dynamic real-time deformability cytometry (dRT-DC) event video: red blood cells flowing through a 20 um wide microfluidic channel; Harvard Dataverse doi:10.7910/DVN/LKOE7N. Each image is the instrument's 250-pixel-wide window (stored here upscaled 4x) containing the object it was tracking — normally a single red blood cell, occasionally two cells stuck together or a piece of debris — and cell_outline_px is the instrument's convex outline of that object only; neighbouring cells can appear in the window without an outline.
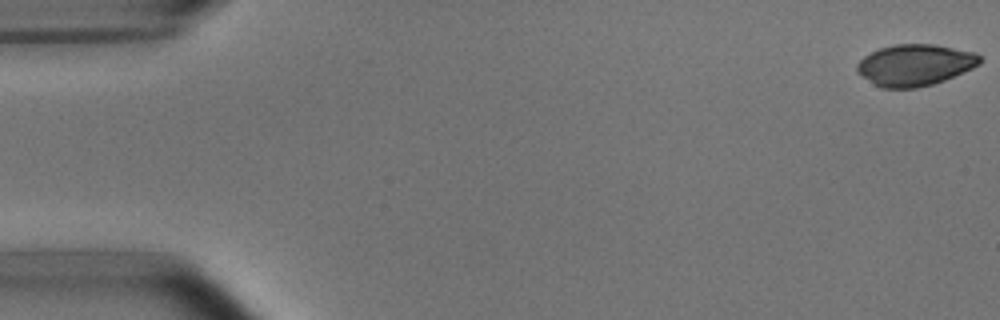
{"species": "common noctule bat (a hibernating species)", "species_latin": "Nyctalus noctula", "temperature_condition": "room temperature", "stored_images_in_passage": 5, "camera_frame_rate_fps": 3000, "um_per_image_px": 0.085, "animal": {"sex": "male", "body_mass_g": 15.6}, "frame": {"image": 1, "passage_image": 1, "time_ms": 0.0, "image_size_px": [1000, 320], "cell_outline_px": [[984, 60], [980, 64], [972, 68], [944, 80], [932, 84], [916, 88], [880, 88], [864, 76], [856, 68], [856, 64], [864, 56], [880, 48], [896, 44], [932, 44], [976, 52]], "centroid_in_image_um": [77.81, 5.52], "position_along_channel_um": 7.2, "area_um2": 29.42}}
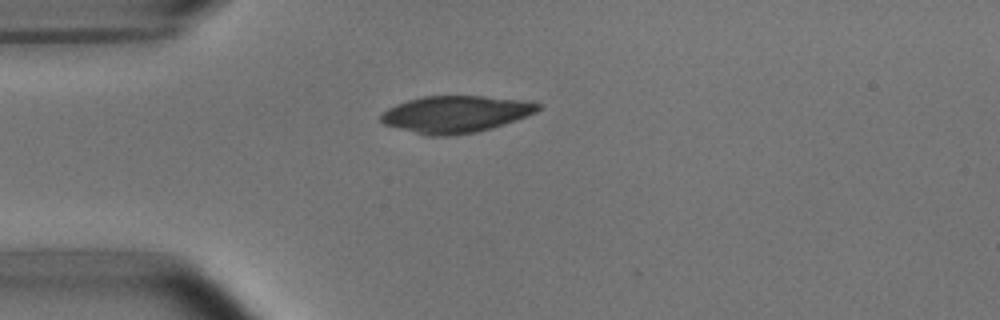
{"frame": {"image": 2, "passage_image": 5, "time_ms": 4.333, "image_size_px": [1000, 320], "cell_outline_px": [[540, 108], [536, 112], [516, 120], [492, 128], [476, 132], [448, 136], [428, 136], [384, 124], [380, 120], [380, 116], [388, 108], [396, 104], [408, 100], [424, 96], [484, 96], [520, 100], [540, 104]], "centroid_in_image_um": [38.71, 9.71], "position_along_channel_um": 46.3, "area_um2": 33.47}}